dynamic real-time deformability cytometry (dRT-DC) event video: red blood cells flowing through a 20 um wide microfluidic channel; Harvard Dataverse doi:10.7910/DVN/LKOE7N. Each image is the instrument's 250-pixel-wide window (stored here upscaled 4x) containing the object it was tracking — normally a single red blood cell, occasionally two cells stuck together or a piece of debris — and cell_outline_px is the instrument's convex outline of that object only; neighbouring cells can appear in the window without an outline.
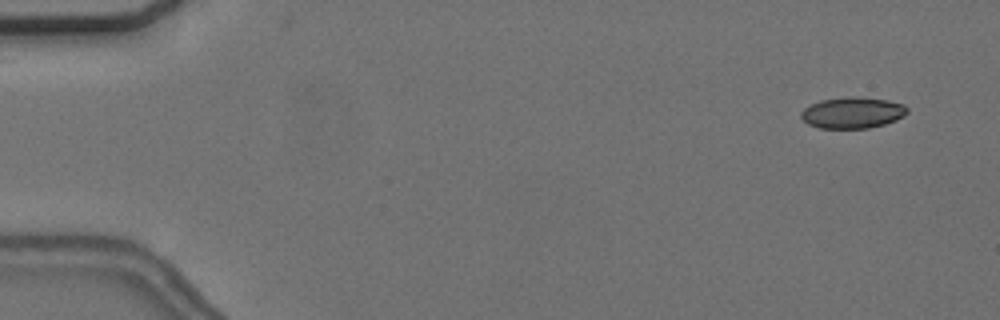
{"species": "common noctule bat (a hibernating species)", "species_latin": "Nyctalus noctula", "temperature_condition": "cold", "stored_images_in_passage": 6, "camera_frame_rate_fps": 3000, "um_per_image_px": 0.085, "animal": {"sex": "female", "body_mass_g": 24.6, "forearm_length_mm": 56.2}, "frame": {"image": 1, "passage_image": 4, "time_ms": 1.0, "image_size_px": [1000, 320], "cell_outline_px": [[908, 112], [904, 116], [896, 120], [884, 124], [868, 128], [820, 128], [808, 124], [800, 116], [800, 112], [804, 108], [820, 100], [852, 96], [856, 96], [888, 100], [904, 104], [908, 108]], "centroid_in_image_um": [72.48, 9.57], "position_along_channel_um": 12.5, "area_um2": 19.36}}